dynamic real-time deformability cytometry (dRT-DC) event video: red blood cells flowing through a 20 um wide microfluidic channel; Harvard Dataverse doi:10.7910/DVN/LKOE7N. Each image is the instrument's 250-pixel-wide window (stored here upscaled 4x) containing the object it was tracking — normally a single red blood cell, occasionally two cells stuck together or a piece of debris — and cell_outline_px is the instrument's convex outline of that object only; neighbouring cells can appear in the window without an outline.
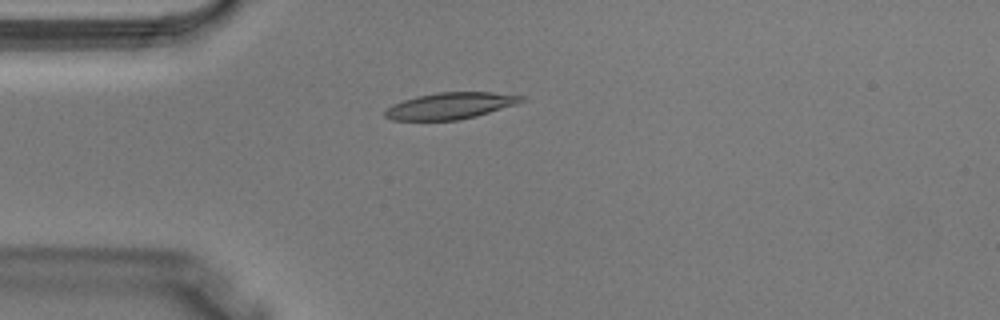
{"species": "Egyptian fruit bat (a non-hibernating species)", "species_latin": "Rousettus aegyptiacus", "temperature_condition": "warm", "stored_images_in_passage": 1, "camera_frame_rate_fps": 3000, "um_per_image_px": 0.085, "animal": {"sex": "male"}, "frame": {"image": 1, "passage_image": 1, "time_ms": 0.0, "image_size_px": [1000, 320], "cell_outline_px": [[524, 100], [516, 104], [476, 116], [460, 120], [392, 120], [384, 116], [384, 112], [392, 104], [404, 100], [420, 96], [440, 92], [492, 92], [524, 96]], "centroid_in_image_um": [38.27, 9.0], "position_along_channel_um": 46.7, "area_um2": 20.81}}